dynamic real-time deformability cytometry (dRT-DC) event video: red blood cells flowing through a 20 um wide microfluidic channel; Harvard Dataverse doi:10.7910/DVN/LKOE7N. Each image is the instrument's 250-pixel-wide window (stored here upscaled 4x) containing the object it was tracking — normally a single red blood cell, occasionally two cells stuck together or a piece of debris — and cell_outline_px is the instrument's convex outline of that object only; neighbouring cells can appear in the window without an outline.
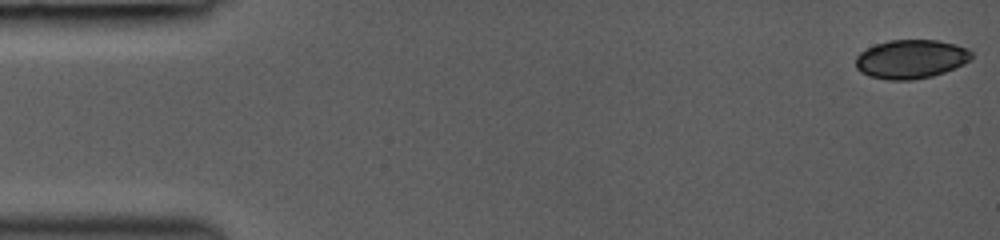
{"species": "common noctule bat (a hibernating species)", "species_latin": "Nyctalus noctula", "temperature_condition": "room temperature", "stored_images_in_passage": 45, "camera_frame_rate_fps": 3000, "um_per_image_px": 0.085, "animal": {"sex": "female", "body_mass_g": 19.0, "forearm_length_mm": 53.3}, "frame": {"image": 1, "passage_image": 1, "time_ms": 0.0, "image_size_px": [1000, 240], "cell_outline_px": [[972, 60], [964, 64], [944, 72], [932, 76], [912, 80], [888, 80], [868, 76], [860, 72], [856, 68], [856, 56], [860, 52], [876, 44], [888, 40], [936, 40], [956, 44], [968, 48], [972, 52]], "centroid_in_image_um": [77.44, 5.02], "position_along_channel_um": 7.6, "area_um2": 26.41}}
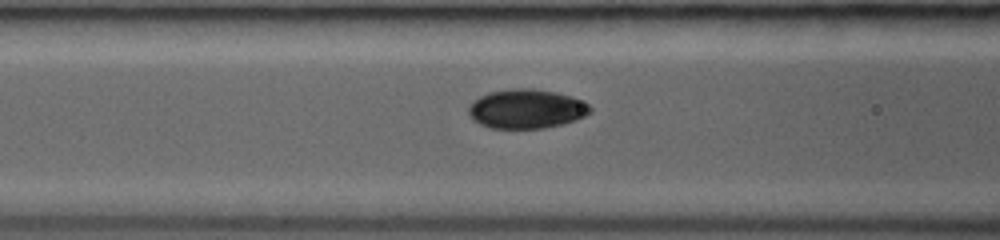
{"frame": {"image": 2, "passage_image": 19, "time_ms": 6.0, "image_size_px": [1000, 240], "cell_outline_px": [[592, 112], [576, 120], [564, 124], [544, 128], [492, 128], [480, 124], [472, 120], [468, 112], [468, 108], [472, 100], [488, 92], [512, 88], [532, 88], [556, 92], [580, 100], [588, 104], [592, 108]], "centroid_in_image_um": [44.72, 9.25], "position_along_channel_um": 121.9, "area_um2": 27.98}}
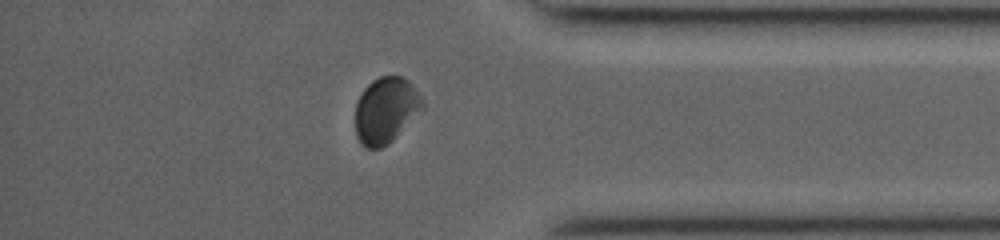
{"frame": {"image": 3, "passage_image": 39, "time_ms": 12.667, "image_size_px": [1000, 240], "cell_outline_px": [[424, 108], [388, 144], [380, 148], [368, 148], [360, 144], [356, 136], [356, 100], [364, 88], [372, 80], [380, 76], [404, 76], [412, 84], [424, 100]], "centroid_in_image_um": [32.79, 9.35], "position_along_channel_um": 402.4, "area_um2": 25.95}, "authors_computed_cell_mechanics": {"area_um2": 26.7036, "velocity_mm_per_s": 4.2997, "shape_relaxation_time_tau1_ms": 1.839, "shape_relaxation_time_tau2_ms": 1.4354, "deformation_change_tau1": 0.0832, "deformation_change_tau2": 0.0448}}